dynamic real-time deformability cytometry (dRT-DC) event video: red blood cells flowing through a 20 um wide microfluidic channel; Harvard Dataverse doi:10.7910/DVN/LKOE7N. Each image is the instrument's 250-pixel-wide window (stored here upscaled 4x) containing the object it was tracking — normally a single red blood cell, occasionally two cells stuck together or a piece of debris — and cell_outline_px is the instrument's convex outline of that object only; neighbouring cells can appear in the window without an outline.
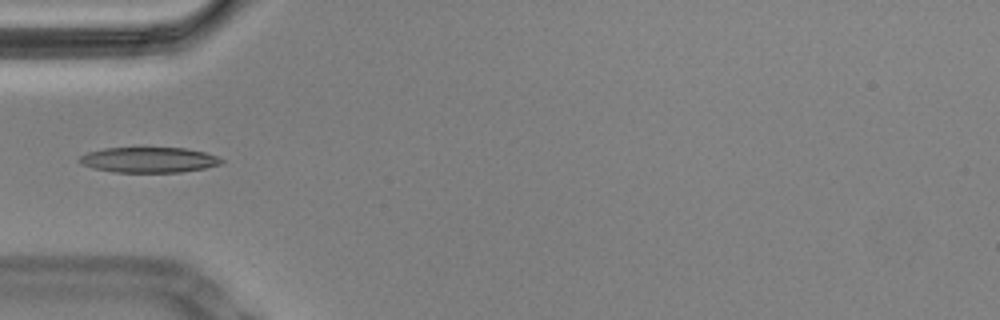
{"species": "Egyptian fruit bat (a non-hibernating species)", "species_latin": "Rousettus aegyptiacus", "temperature_condition": "cold", "stored_images_in_passage": 40, "camera_frame_rate_fps": 3000, "um_per_image_px": 0.085, "animal": {"sex": "male"}, "frame": {"image": 1, "passage_image": 1, "time_ms": 0.0, "image_size_px": [1000, 320], "cell_outline_px": [[224, 160], [220, 164], [204, 168], [180, 172], [116, 172], [92, 168], [80, 164], [76, 160], [80, 156], [88, 152], [104, 148], [184, 148], [204, 152], [216, 156]], "centroid_in_image_um": [12.6, 13.59], "position_along_channel_um": 72.4, "area_um2": 20.92}}
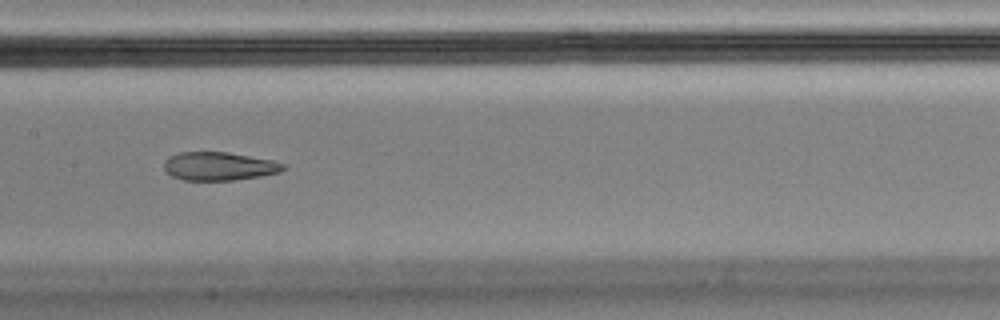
{"frame": {"image": 2, "passage_image": 11, "time_ms": 3.333, "image_size_px": [1000, 320], "cell_outline_px": [[284, 168], [280, 172], [260, 176], [232, 180], [184, 180], [172, 176], [164, 168], [164, 160], [168, 156], [180, 152], [228, 152], [272, 160], [284, 164]], "centroid_in_image_um": [18.59, 14.12], "position_along_channel_um": 188.8, "area_um2": 19.59}}
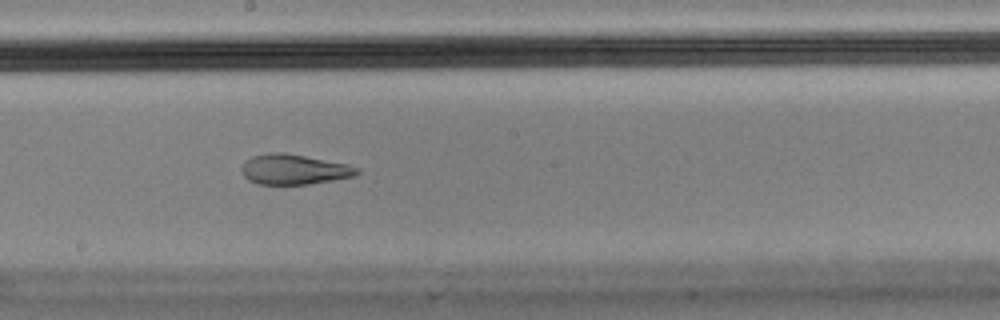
{"frame": {"image": 3, "passage_image": 14, "time_ms": 4.333, "image_size_px": [1000, 320], "cell_outline_px": [[360, 172], [352, 176], [332, 180], [308, 184], [260, 184], [248, 180], [244, 176], [240, 168], [252, 156], [272, 152], [284, 152], [348, 164], [360, 168]], "centroid_in_image_um": [24.99, 14.39], "position_along_channel_um": 223.2, "area_um2": 20.11}}